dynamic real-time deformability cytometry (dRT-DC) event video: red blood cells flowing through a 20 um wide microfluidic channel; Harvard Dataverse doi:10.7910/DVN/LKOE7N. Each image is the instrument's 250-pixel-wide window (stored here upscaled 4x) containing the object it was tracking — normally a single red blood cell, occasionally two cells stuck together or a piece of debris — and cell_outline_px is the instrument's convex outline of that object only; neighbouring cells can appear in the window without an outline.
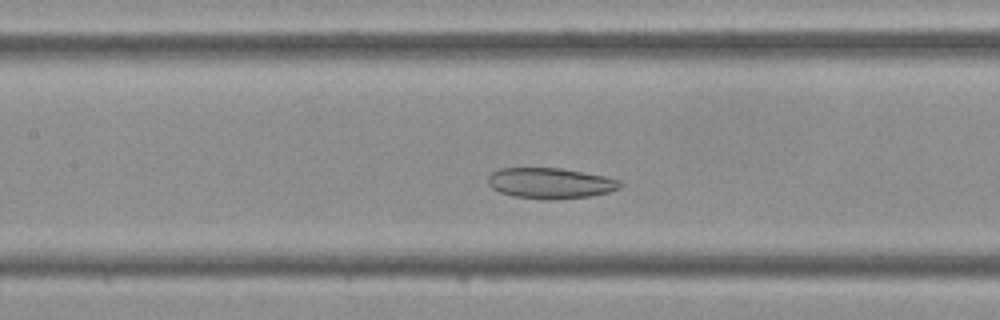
{"species": "Egyptian fruit bat (a non-hibernating species)", "species_latin": "Rousettus aegyptiacus", "temperature_condition": "cold", "stored_images_in_passage": 38, "camera_frame_rate_fps": 3000, "um_per_image_px": 0.085, "frame": {"image": 1, "passage_image": 13, "time_ms": 4.0, "image_size_px": [1000, 320], "cell_outline_px": [[624, 184], [620, 188], [608, 192], [588, 196], [548, 200], [512, 196], [500, 192], [492, 188], [488, 184], [488, 176], [492, 172], [500, 168], [560, 168], [604, 176], [620, 180]], "centroid_in_image_um": [46.77, 15.57], "position_along_channel_um": 160.6, "area_um2": 23.58}}
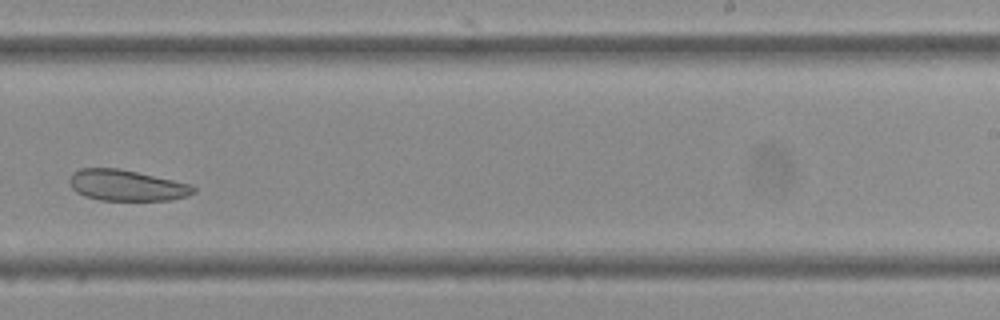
{"frame": {"image": 2, "passage_image": 21, "time_ms": 6.667, "image_size_px": [1000, 320], "cell_outline_px": [[196, 192], [188, 196], [168, 200], [100, 200], [84, 196], [76, 192], [72, 188], [68, 180], [72, 172], [80, 168], [116, 168], [136, 172], [192, 184], [196, 188]], "centroid_in_image_um": [10.75, 15.76], "position_along_channel_um": 278.3, "area_um2": 22.43}}
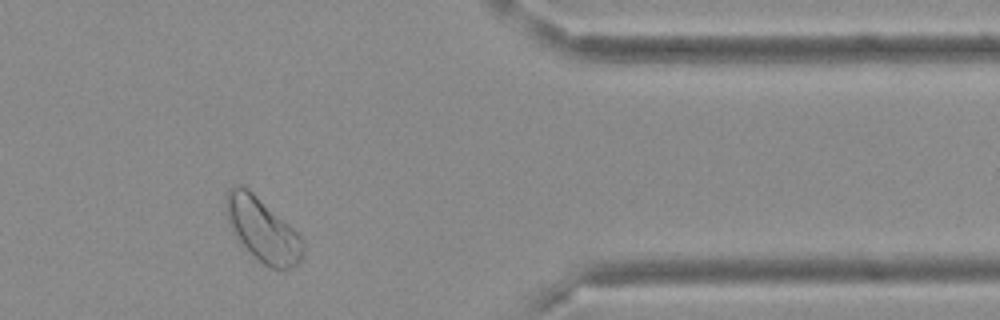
{"frame": {"image": 3, "passage_image": 30, "time_ms": 9.667, "image_size_px": [1000, 320], "cell_outline_px": [[304, 252], [300, 260], [292, 268], [272, 268], [264, 264], [232, 232], [224, 208], [224, 200], [232, 184], [244, 184], [288, 224], [304, 240]], "centroid_in_image_um": [22.29, 19.47], "position_along_channel_um": 389.1, "area_um2": 28.09}}